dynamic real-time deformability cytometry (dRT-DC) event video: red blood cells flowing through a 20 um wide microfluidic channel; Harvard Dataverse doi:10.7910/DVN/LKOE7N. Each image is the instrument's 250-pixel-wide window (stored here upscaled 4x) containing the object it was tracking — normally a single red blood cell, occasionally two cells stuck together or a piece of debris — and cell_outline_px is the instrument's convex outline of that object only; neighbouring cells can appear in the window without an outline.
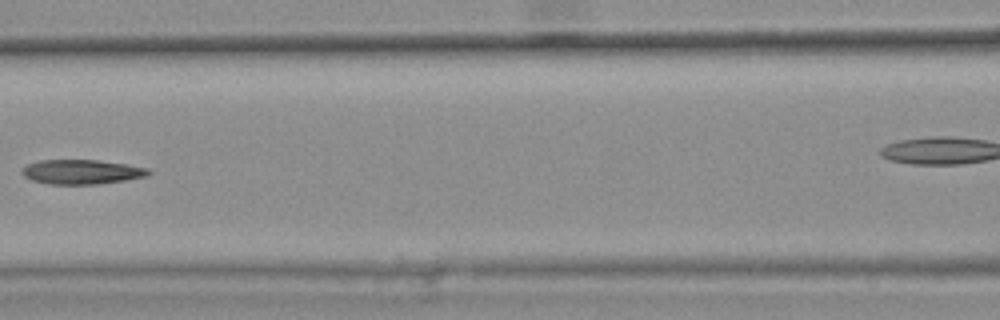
{"species": "common noctule bat (a hibernating species)", "species_latin": "Nyctalus noctula", "temperature_condition": "warm", "stored_images_in_passage": 9, "camera_frame_rate_fps": 3000, "um_per_image_px": 0.085, "animal": {"sex": "female", "body_mass_g": 25.1}, "frame": {"image": 1, "passage_image": 7, "time_ms": 2.0, "image_size_px": [1000, 320], "cell_outline_px": [[152, 172], [148, 176], [100, 184], [48, 184], [32, 180], [24, 176], [20, 172], [28, 164], [40, 160], [96, 160], [128, 164], [148, 168]], "centroid_in_image_um": [6.97, 14.61], "position_along_channel_um": 159.6, "area_um2": 18.09}}